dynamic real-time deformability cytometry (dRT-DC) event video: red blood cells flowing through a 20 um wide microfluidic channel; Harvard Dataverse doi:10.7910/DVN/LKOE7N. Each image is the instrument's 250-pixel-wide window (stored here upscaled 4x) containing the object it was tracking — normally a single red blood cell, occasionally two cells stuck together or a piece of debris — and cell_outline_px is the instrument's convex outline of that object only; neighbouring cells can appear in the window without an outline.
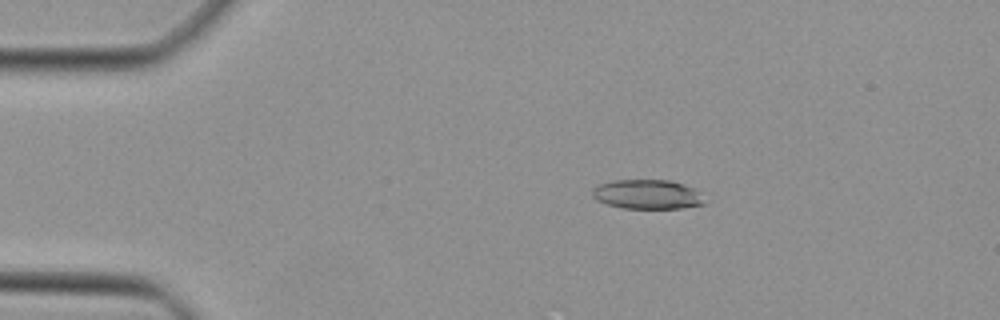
{"species": "Egyptian fruit bat (a non-hibernating species)", "species_latin": "Rousettus aegyptiacus", "temperature_condition": "cold", "stored_images_in_passage": 47, "camera_frame_rate_fps": 3000, "um_per_image_px": 0.085, "animal": {"sex": "female"}, "frame": {"image": 1, "passage_image": 9, "time_ms": 2.667, "image_size_px": [1000, 320], "cell_outline_px": [[704, 204], [680, 208], [624, 208], [608, 204], [596, 200], [592, 196], [592, 188], [596, 184], [612, 180], [668, 180], [684, 184], [700, 192]], "centroid_in_image_um": [54.97, 16.51], "position_along_channel_um": 30.0, "area_um2": 19.19}}
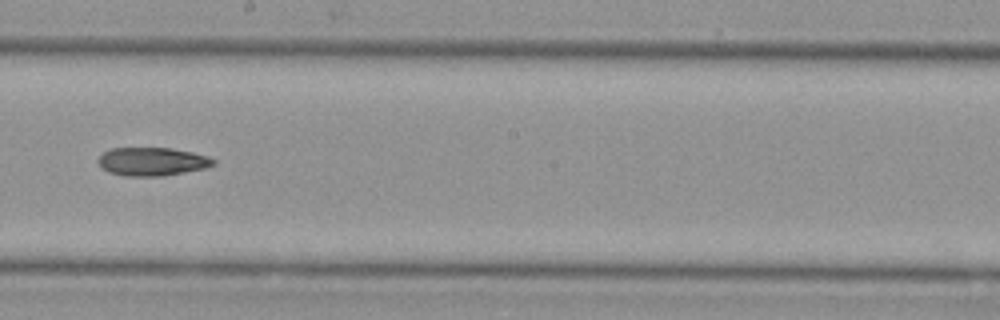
{"frame": {"image": 2, "passage_image": 27, "time_ms": 8.667, "image_size_px": [1000, 320], "cell_outline_px": [[216, 164], [204, 168], [164, 176], [124, 176], [108, 172], [100, 168], [96, 160], [104, 152], [112, 148], [172, 148], [192, 152], [208, 156], [216, 160]], "centroid_in_image_um": [12.91, 13.73], "position_along_channel_um": 235.3, "area_um2": 19.19}}
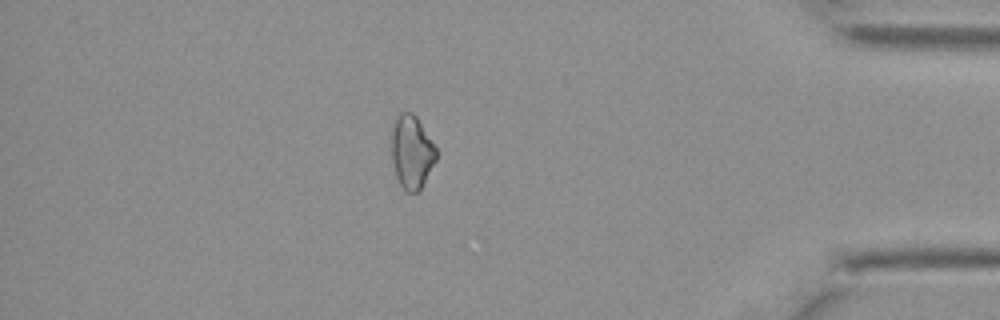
{"frame": {"image": 3, "passage_image": 41, "time_ms": 13.333, "image_size_px": [1000, 320], "cell_outline_px": [[440, 152], [420, 192], [404, 192], [396, 176], [392, 160], [392, 132], [396, 116], [400, 112], [412, 112], [416, 116]], "centroid_in_image_um": [35.03, 12.94], "position_along_channel_um": 400.2, "area_um2": 19.42}}